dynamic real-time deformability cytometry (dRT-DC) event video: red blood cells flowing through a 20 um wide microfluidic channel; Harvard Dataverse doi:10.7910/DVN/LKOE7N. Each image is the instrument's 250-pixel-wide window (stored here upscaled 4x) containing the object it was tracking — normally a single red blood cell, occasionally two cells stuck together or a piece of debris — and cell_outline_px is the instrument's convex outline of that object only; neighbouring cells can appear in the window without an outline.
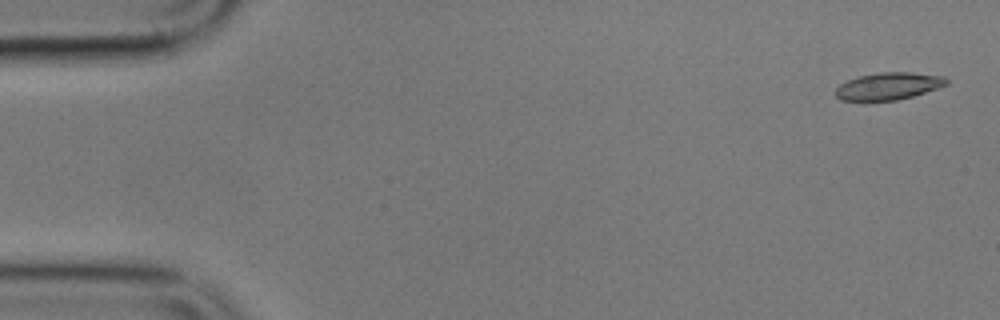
{"species": "common noctule bat (a hibernating species)", "species_latin": "Nyctalus noctula", "temperature_condition": "cold", "stored_images_in_passage": 5, "camera_frame_rate_fps": 3000, "um_per_image_px": 0.085, "animal": {"sex": "male", "body_mass_g": 17.9}, "frame": {"image": 1, "passage_image": 1, "time_ms": 0.0, "image_size_px": [1000, 320], "cell_outline_px": [[948, 84], [912, 96], [896, 100], [840, 100], [836, 96], [836, 88], [840, 84], [848, 80], [860, 76], [880, 72], [912, 72], [944, 76], [948, 80]], "centroid_in_image_um": [75.53, 7.31], "position_along_channel_um": 9.5, "area_um2": 17.34}}
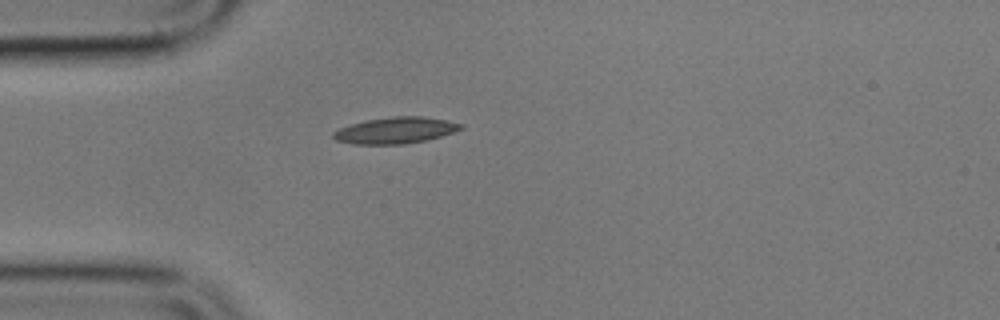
{"frame": {"image": 2, "passage_image": 5, "time_ms": 4.667, "image_size_px": [1000, 320], "cell_outline_px": [[464, 128], [428, 140], [404, 144], [352, 144], [336, 140], [332, 136], [332, 132], [340, 128], [364, 120], [392, 116], [420, 116], [448, 120], [464, 124]], "centroid_in_image_um": [33.62, 11.07], "position_along_channel_um": 51.4, "area_um2": 19.65}}